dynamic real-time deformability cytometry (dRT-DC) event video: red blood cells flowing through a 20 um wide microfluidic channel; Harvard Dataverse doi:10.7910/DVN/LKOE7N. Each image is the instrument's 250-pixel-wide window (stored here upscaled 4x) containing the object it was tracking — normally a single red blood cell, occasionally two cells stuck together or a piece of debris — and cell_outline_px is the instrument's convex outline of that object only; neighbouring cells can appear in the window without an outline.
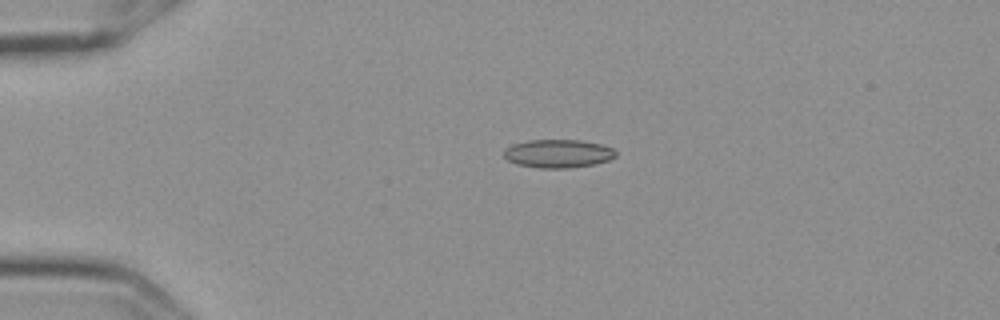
{"species": "Egyptian fruit bat (a non-hibernating species)", "species_latin": "Rousettus aegyptiacus", "temperature_condition": "cold", "stored_images_in_passage": 45, "camera_frame_rate_fps": 3000, "um_per_image_px": 0.085, "frame": {"image": 1, "passage_image": 1, "time_ms": 0.0, "image_size_px": [1000, 320], "cell_outline_px": [[616, 156], [608, 160], [592, 164], [568, 168], [540, 168], [516, 164], [508, 160], [504, 156], [504, 148], [512, 144], [528, 140], [580, 140], [600, 144], [612, 148], [616, 152]], "centroid_in_image_um": [47.4, 13.05], "position_along_channel_um": 37.6, "area_um2": 18.38}}
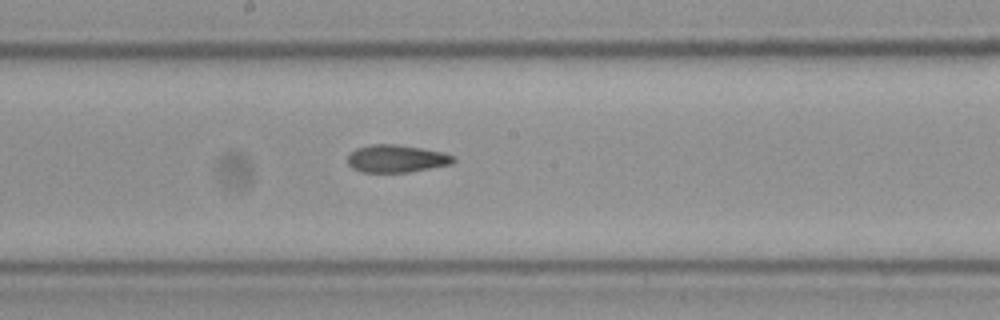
{"frame": {"image": 2, "passage_image": 19, "time_ms": 6.0, "image_size_px": [1000, 320], "cell_outline_px": [[456, 160], [452, 164], [408, 172], [360, 172], [352, 168], [348, 164], [348, 156], [356, 148], [372, 144], [396, 144], [444, 152], [456, 156]], "centroid_in_image_um": [33.72, 13.48], "position_along_channel_um": 214.5, "area_um2": 17.05}}
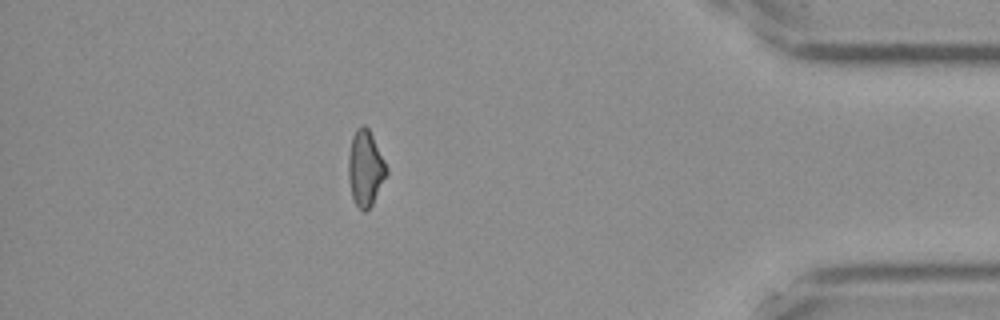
{"frame": {"image": 3, "passage_image": 38, "time_ms": 12.333, "image_size_px": [1000, 320], "cell_outline_px": [[388, 172], [372, 204], [364, 212], [356, 204], [352, 196], [348, 176], [348, 156], [352, 136], [356, 128], [364, 124], [368, 128], [388, 168]], "centroid_in_image_um": [31.04, 14.28], "position_along_channel_um": 404.2, "area_um2": 16.59}, "authors_computed_cell_mechanics": {"area_um2": 17.34, "velocity_mm_per_s": 3.6082, "shape_relaxation_time_tau1_ms": 9.9922, "shape_relaxation_time_tau2_ms": 2.821, "deformation_change_tau1": 0.1702, "deformation_change_tau2": 0.1028}}